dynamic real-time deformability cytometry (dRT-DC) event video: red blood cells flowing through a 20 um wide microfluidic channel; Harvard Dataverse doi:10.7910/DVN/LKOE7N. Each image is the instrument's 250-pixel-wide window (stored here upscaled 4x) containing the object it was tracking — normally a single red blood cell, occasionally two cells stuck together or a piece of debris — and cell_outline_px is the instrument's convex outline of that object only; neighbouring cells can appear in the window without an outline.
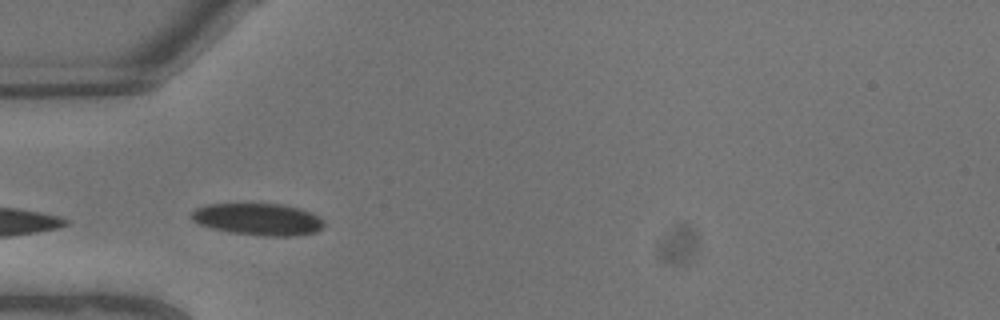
{"species": "common noctule bat (a hibernating species)", "species_latin": "Nyctalus noctula", "temperature_condition": "warm", "stored_images_in_passage": 5, "camera_frame_rate_fps": 3000, "um_per_image_px": 0.085, "animal": {"sex": "male", "body_mass_g": 13.3}, "frame": {"image": 1, "passage_image": 4, "time_ms": 1.0, "image_size_px": [1000, 320], "cell_outline_px": [[324, 224], [316, 232], [300, 236], [260, 236], [228, 232], [212, 228], [200, 224], [192, 220], [192, 212], [196, 208], [204, 204], [284, 204], [300, 208], [312, 212], [320, 216], [324, 220]], "centroid_in_image_um": [21.98, 18.64], "position_along_channel_um": 63.0, "area_um2": 24.97}}